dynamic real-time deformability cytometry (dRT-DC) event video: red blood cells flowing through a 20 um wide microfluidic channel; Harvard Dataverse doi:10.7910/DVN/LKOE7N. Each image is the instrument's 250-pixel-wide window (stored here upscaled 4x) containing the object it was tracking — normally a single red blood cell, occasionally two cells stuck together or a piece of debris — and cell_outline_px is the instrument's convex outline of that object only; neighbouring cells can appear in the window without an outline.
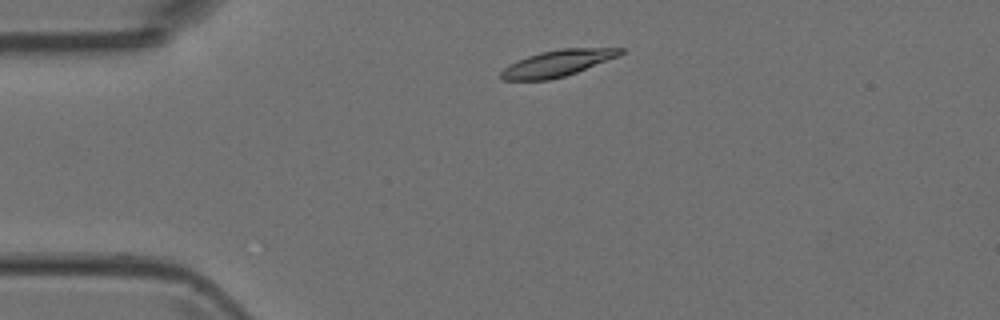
{"species": "Egyptian fruit bat (a non-hibernating species)", "species_latin": "Rousettus aegyptiacus", "temperature_condition": "room temperature", "stored_images_in_passage": 2, "camera_frame_rate_fps": 3000, "um_per_image_px": 0.085, "animal": {"sex": "female"}, "frame": {"image": 1, "passage_image": 1, "time_ms": 0.0, "image_size_px": [1000, 320], "cell_outline_px": [[624, 52], [620, 56], [576, 72], [564, 76], [548, 80], [500, 80], [500, 72], [508, 64], [528, 56], [540, 52], [560, 48], [624, 48]], "centroid_in_image_um": [47.37, 5.37], "position_along_channel_um": 37.6, "area_um2": 18.38}}